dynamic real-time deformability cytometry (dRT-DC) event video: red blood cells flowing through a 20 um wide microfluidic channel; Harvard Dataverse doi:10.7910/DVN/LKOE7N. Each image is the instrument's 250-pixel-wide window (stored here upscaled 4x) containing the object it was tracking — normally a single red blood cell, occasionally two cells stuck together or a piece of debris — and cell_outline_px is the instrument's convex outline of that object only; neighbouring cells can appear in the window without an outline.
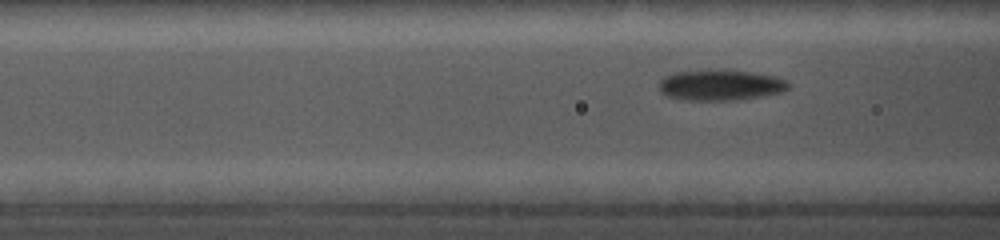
{"species": "common noctule bat (a hibernating species)", "species_latin": "Nyctalus noctula", "temperature_condition": "cold", "stored_images_in_passage": 45, "camera_frame_rate_fps": 5000, "um_per_image_px": 0.085, "animal": {"sex": "female", "body_mass_g": 19.0, "forearm_length_mm": 56.7}, "frame": {"image": 1, "passage_image": 12, "time_ms": 3.0, "image_size_px": [1000, 240], "cell_outline_px": [[788, 88], [780, 92], [760, 96], [736, 100], [688, 100], [668, 96], [660, 92], [660, 80], [664, 76], [676, 72], [752, 72], [772, 76], [784, 80], [788, 84]], "centroid_in_image_um": [61.2, 7.27], "position_along_channel_um": 105.4, "area_um2": 22.02}}
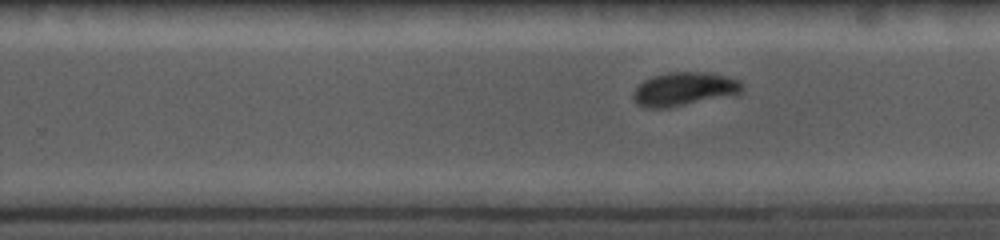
{"frame": {"image": 2, "passage_image": 28, "time_ms": 7.4, "image_size_px": [1000, 240], "cell_outline_px": [[744, 92], [732, 96], [668, 108], [648, 108], [636, 104], [632, 96], [632, 92], [644, 80], [652, 76], [672, 72], [712, 72], [740, 80], [744, 84]], "centroid_in_image_um": [58.21, 7.57], "position_along_channel_um": 271.6, "area_um2": 21.79}}
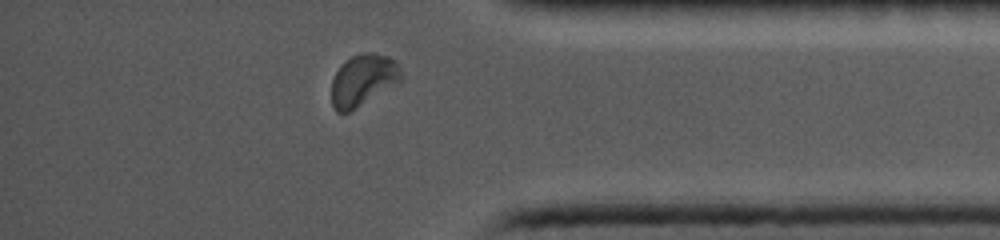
{"frame": {"image": 3, "passage_image": 41, "time_ms": 11.0, "image_size_px": [1000, 240], "cell_outline_px": [[404, 80], [356, 108], [348, 112], [336, 112], [332, 104], [332, 80], [340, 64], [344, 60], [360, 52], [372, 52], [388, 56], [400, 68], [404, 76]], "centroid_in_image_um": [30.87, 6.79], "position_along_channel_um": 404.3, "area_um2": 21.15}}